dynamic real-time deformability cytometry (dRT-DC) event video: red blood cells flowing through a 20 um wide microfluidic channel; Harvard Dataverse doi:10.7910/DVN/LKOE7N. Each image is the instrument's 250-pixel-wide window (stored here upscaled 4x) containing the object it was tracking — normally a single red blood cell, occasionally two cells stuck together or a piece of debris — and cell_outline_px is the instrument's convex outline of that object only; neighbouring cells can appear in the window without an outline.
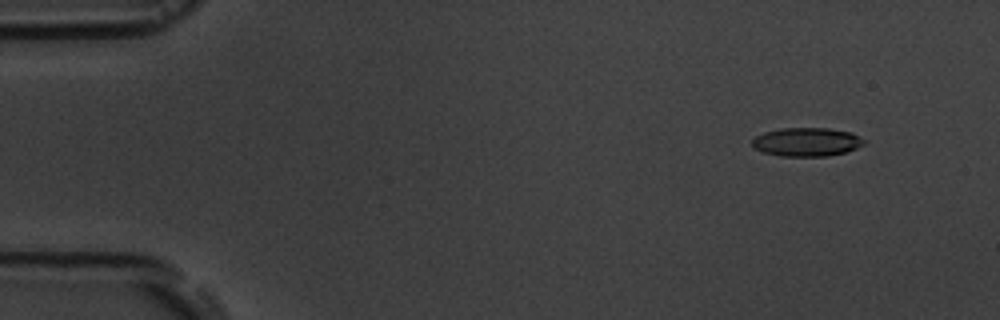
{"species": "common noctule bat (a hibernating species)", "species_latin": "Nyctalus noctula", "temperature_condition": "room temperature", "stored_images_in_passage": 5, "camera_frame_rate_fps": 3000, "um_per_image_px": 0.085, "animal": {"sex": "male", "body_mass_g": 19.5, "forearm_length_mm": 54.6}, "frame": {"image": 1, "passage_image": 2, "time_ms": 1.333, "image_size_px": [1000, 320], "cell_outline_px": [[864, 144], [856, 148], [844, 152], [828, 156], [780, 156], [764, 152], [756, 148], [752, 144], [752, 140], [756, 136], [764, 132], [780, 128], [828, 128], [852, 132], [864, 140]], "centroid_in_image_um": [68.57, 12.06], "position_along_channel_um": 16.4, "area_um2": 18.55}}
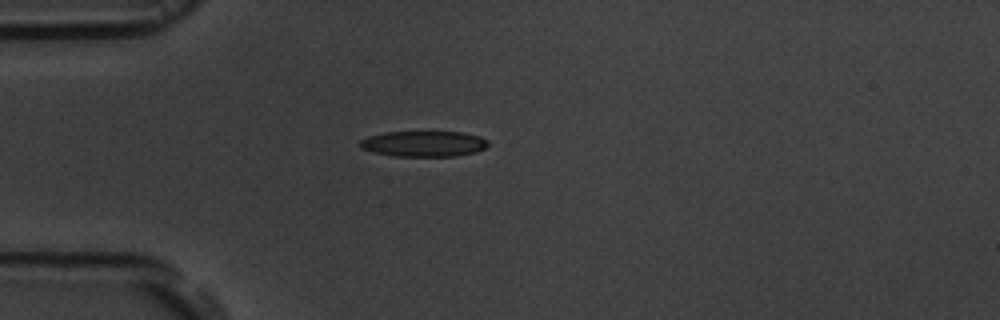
{"frame": {"image": 2, "passage_image": 5, "time_ms": 4.667, "image_size_px": [1000, 320], "cell_outline_px": [[488, 144], [484, 148], [476, 152], [452, 156], [396, 156], [376, 152], [360, 148], [360, 140], [368, 136], [384, 132], [464, 132], [480, 136], [488, 140]], "centroid_in_image_um": [36.03, 12.21], "position_along_channel_um": 49.0, "area_um2": 19.07}}